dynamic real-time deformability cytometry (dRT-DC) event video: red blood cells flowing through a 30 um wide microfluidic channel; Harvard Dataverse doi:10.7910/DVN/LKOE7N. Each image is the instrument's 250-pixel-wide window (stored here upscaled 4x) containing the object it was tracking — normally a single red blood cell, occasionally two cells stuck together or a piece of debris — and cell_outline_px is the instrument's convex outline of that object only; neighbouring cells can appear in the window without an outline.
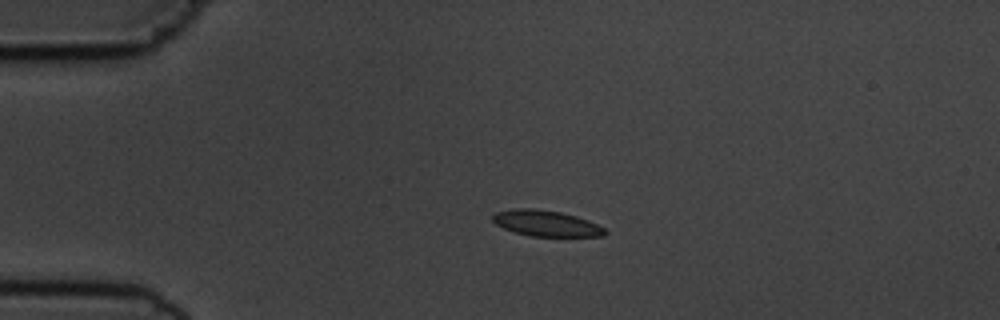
{"species": "common noctule bat (a hibernating species)", "species_latin": "Nyctalus noctula", "temperature_condition": "cold", "stored_images_in_passage": 5, "camera_frame_rate_fps": 3000, "um_per_image_px": 0.085, "animal": {"sex": "male", "body_mass_g": 19.5, "forearm_length_mm": 54.6}, "frame": {"image": 1, "passage_image": 4, "time_ms": 3.667, "image_size_px": [1000, 320], "cell_outline_px": [[608, 232], [604, 236], [532, 236], [512, 232], [496, 224], [492, 220], [492, 216], [496, 212], [512, 208], [532, 208], [560, 212], [576, 216], [588, 220], [604, 228]], "centroid_in_image_um": [46.4, 18.98], "position_along_channel_um": 38.6, "area_um2": 16.94}}